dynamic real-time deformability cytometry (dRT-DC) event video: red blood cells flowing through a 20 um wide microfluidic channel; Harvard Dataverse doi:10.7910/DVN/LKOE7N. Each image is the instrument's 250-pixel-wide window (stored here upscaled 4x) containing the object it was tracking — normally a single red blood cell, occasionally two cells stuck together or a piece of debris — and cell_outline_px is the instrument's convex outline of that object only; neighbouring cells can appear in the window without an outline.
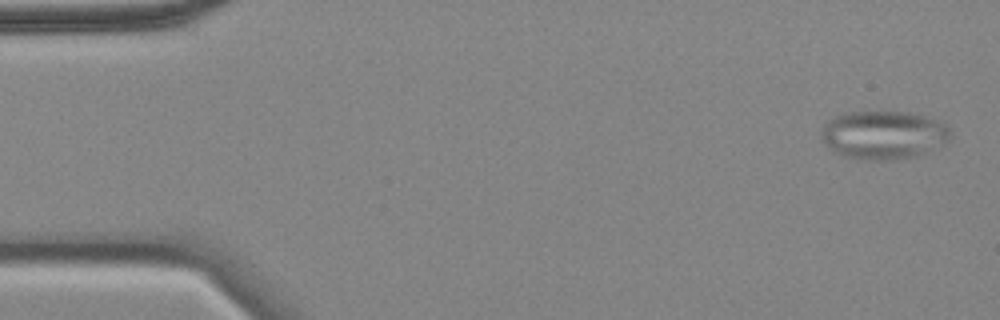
{"species": "common noctule bat (a hibernating species)", "species_latin": "Nyctalus noctula", "temperature_condition": "cold", "stored_images_in_passage": 56, "camera_frame_rate_fps": 3000, "um_per_image_px": 0.085, "animal": {"sex": "female", "body_mass_g": 18.4}, "frame": {"image": 1, "passage_image": 2, "time_ms": 0.333, "image_size_px": [1000, 320], "cell_outline_px": [[952, 136], [948, 140], [916, 156], [888, 160], [856, 160], [844, 156], [836, 152], [824, 144], [820, 136], [820, 128], [828, 120], [844, 112], [908, 112], [924, 116], [948, 124], [952, 128]], "centroid_in_image_um": [75.06, 11.46], "position_along_channel_um": 9.9, "area_um2": 36.65}}
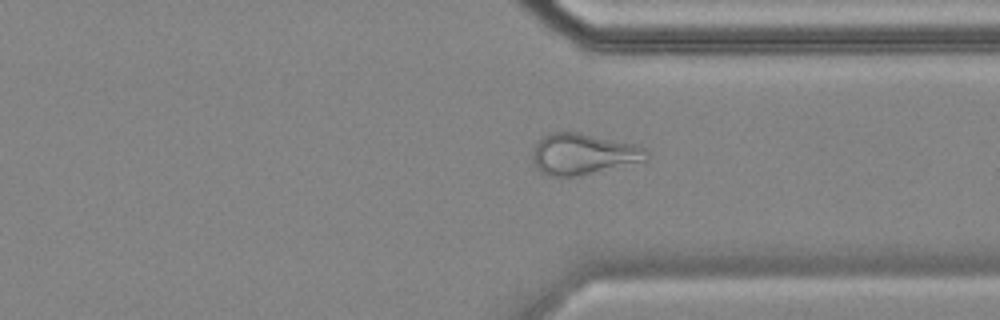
{"frame": {"image": 2, "passage_image": 42, "time_ms": 13.667, "image_size_px": [1000, 320], "cell_outline_px": [[648, 160], [572, 176], [548, 176], [540, 172], [536, 168], [532, 160], [532, 148], [544, 136], [552, 132], [580, 132], [640, 144], [648, 148]], "centroid_in_image_um": [49.59, 13.06], "position_along_channel_um": 361.8, "area_um2": 27.46}}
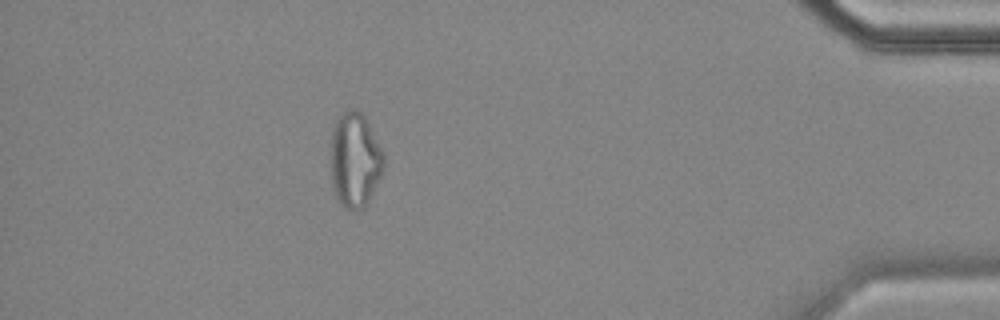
{"frame": {"image": 3, "passage_image": 50, "time_ms": 16.333, "image_size_px": [1000, 320], "cell_outline_px": [[384, 168], [364, 208], [356, 212], [344, 208], [336, 200], [332, 184], [328, 160], [332, 128], [336, 116], [348, 108], [352, 108], [360, 112], [364, 116], [384, 152]], "centroid_in_image_um": [30.1, 13.59], "position_along_channel_um": 405.1, "area_um2": 30.29}, "authors_computed_cell_mechanics": {"area_um2": 29.1312, "velocity_mm_per_s": 3.5198, "shape_relaxation_time_tau1_ms": null, "shape_relaxation_time_tau2_ms": 2.6605, "deformation_change_tau1": null, "deformation_change_tau2": 0.1231}}